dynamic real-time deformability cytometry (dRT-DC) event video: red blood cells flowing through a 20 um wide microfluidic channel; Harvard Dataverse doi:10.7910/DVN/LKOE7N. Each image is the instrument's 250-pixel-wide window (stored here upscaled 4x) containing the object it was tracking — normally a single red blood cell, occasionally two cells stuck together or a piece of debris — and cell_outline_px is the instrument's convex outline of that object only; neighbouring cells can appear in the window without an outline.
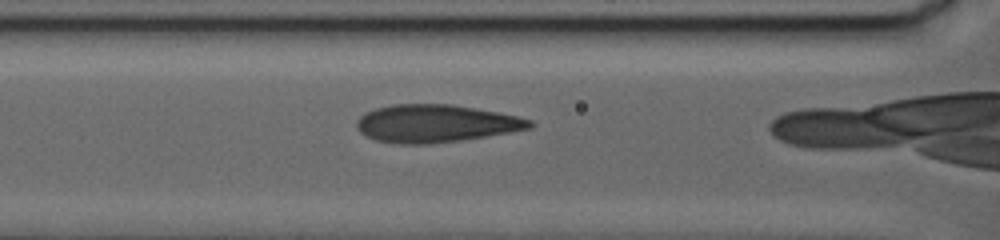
{"species": "human", "species_latin": "Homo sapiens", "temperature_condition": "warm", "stored_images_in_passage": 33, "camera_frame_rate_fps": 3000, "um_per_image_px": 0.085, "donor": {"sex": "female"}, "frame": {"image": 1, "passage_image": 7, "time_ms": 3.333, "image_size_px": [1000, 240], "cell_outline_px": [[536, 124], [532, 128], [460, 140], [432, 144], [396, 144], [376, 140], [360, 132], [356, 128], [356, 120], [364, 112], [376, 108], [392, 104], [452, 104], [476, 108], [516, 116], [532, 120]], "centroid_in_image_um": [37.0, 10.49], "position_along_channel_um": 129.6, "area_um2": 38.03}}
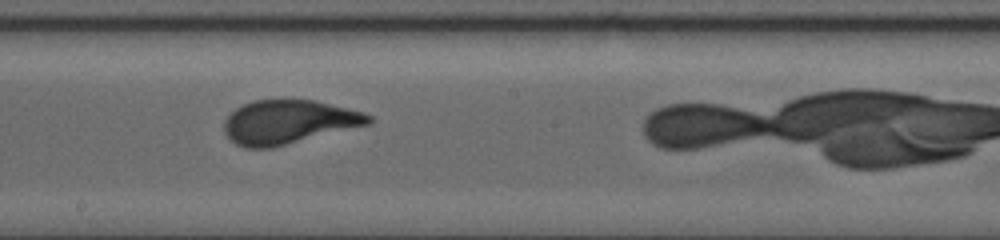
{"frame": {"image": 2, "passage_image": 19, "time_ms": 10.0, "image_size_px": [1000, 240], "cell_outline_px": [[372, 124], [272, 148], [244, 148], [236, 144], [224, 132], [224, 120], [236, 108], [252, 100], [316, 100], [364, 112], [372, 116]], "centroid_in_image_um": [24.56, 10.38], "position_along_channel_um": 223.6, "area_um2": 37.11}}
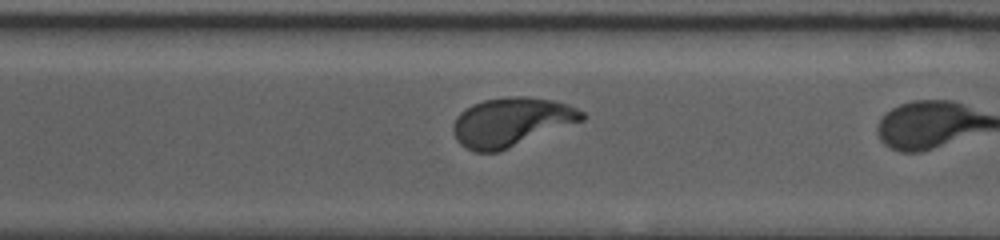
{"frame": {"image": 3, "passage_image": 32, "time_ms": 17.333, "image_size_px": [1000, 240], "cell_outline_px": [[584, 120], [508, 148], [496, 152], [476, 152], [460, 144], [456, 140], [452, 132], [452, 124], [456, 116], [460, 112], [472, 104], [484, 100], [508, 96], [528, 96], [552, 100], [568, 104], [584, 112]], "centroid_in_image_um": [43.43, 10.36], "position_along_channel_um": 327.2, "area_um2": 36.59}}